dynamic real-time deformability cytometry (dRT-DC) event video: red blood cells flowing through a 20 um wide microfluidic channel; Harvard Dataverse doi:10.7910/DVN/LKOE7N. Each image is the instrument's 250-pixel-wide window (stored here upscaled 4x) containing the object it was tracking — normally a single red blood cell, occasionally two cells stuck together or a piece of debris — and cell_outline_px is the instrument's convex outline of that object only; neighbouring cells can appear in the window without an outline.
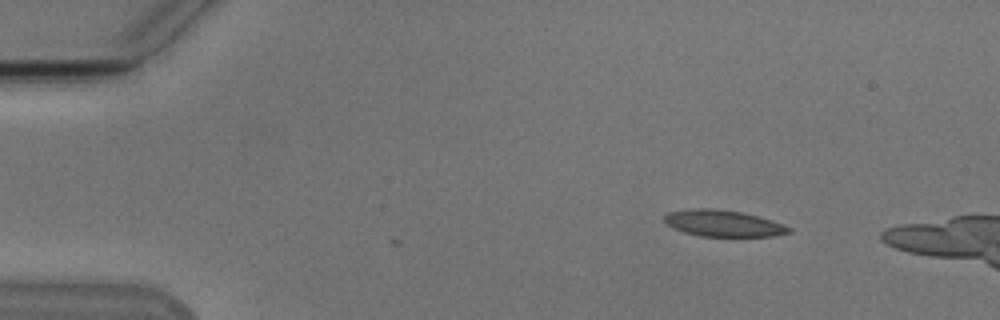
{"species": "Egyptian fruit bat (a non-hibernating species)", "species_latin": "Rousettus aegyptiacus", "temperature_condition": "cold", "stored_images_in_passage": 2, "camera_frame_rate_fps": 3000, "um_per_image_px": 0.085, "animal": {"sex": "male"}, "frame": {"image": 1, "passage_image": 2, "time_ms": 1.0, "image_size_px": [1000, 320], "cell_outline_px": [[792, 232], [776, 236], [700, 236], [684, 232], [672, 228], [664, 220], [664, 216], [668, 212], [692, 208], [716, 208], [740, 212], [772, 220], [784, 224], [792, 228]], "centroid_in_image_um": [61.49, 18.98], "position_along_channel_um": 23.5, "area_um2": 19.25}}